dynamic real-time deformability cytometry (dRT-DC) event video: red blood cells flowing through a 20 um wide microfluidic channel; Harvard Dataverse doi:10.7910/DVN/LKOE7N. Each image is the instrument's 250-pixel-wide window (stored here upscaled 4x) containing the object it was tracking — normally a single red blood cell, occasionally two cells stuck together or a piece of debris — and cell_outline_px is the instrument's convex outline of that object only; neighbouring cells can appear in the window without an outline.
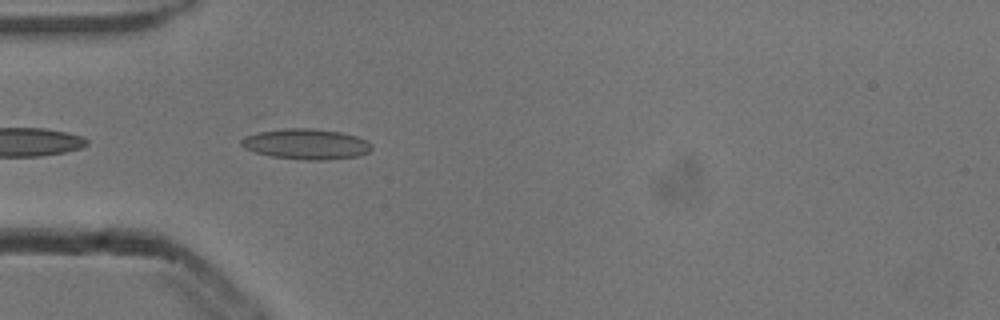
{"species": "common noctule bat (a hibernating species)", "species_latin": "Nyctalus noctula", "temperature_condition": "cold", "stored_images_in_passage": 22, "camera_frame_rate_fps": 3000, "um_per_image_px": 0.085, "animal": {"sex": "male", "body_mass_g": 13.3}, "frame": {"image": 1, "passage_image": 2, "time_ms": 0.333, "image_size_px": [1000, 320], "cell_outline_px": [[372, 148], [368, 152], [356, 156], [328, 160], [304, 160], [272, 156], [256, 152], [244, 148], [240, 144], [240, 140], [244, 136], [264, 128], [312, 128], [340, 132], [356, 136], [368, 140], [372, 144]], "centroid_in_image_um": [25.96, 12.22], "position_along_channel_um": 59.0, "area_um2": 23.64}}
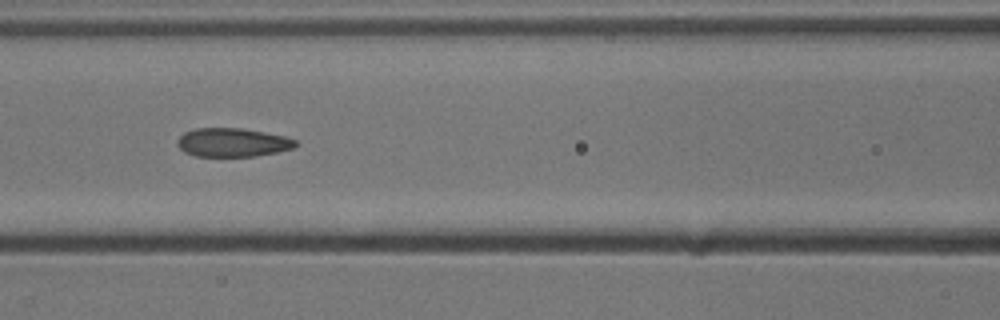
{"frame": {"image": 2, "passage_image": 9, "time_ms": 2.667, "image_size_px": [1000, 320], "cell_outline_px": [[300, 144], [292, 148], [276, 152], [256, 156], [196, 156], [184, 152], [176, 144], [176, 140], [184, 132], [196, 128], [240, 128], [264, 132], [284, 136], [296, 140]], "centroid_in_image_um": [19.75, 12.1], "position_along_channel_um": 146.9, "area_um2": 19.77}}
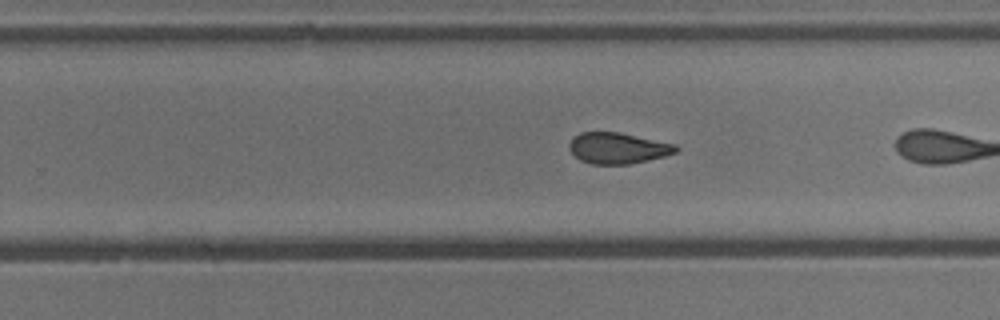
{"frame": {"image": 3, "passage_image": 17, "time_ms": 5.333, "image_size_px": [1000, 320], "cell_outline_px": [[680, 148], [676, 152], [664, 156], [648, 160], [628, 164], [592, 164], [580, 160], [568, 148], [568, 144], [572, 136], [580, 132], [620, 132], [676, 144]], "centroid_in_image_um": [52.5, 12.58], "position_along_channel_um": 277.3, "area_um2": 19.42}}